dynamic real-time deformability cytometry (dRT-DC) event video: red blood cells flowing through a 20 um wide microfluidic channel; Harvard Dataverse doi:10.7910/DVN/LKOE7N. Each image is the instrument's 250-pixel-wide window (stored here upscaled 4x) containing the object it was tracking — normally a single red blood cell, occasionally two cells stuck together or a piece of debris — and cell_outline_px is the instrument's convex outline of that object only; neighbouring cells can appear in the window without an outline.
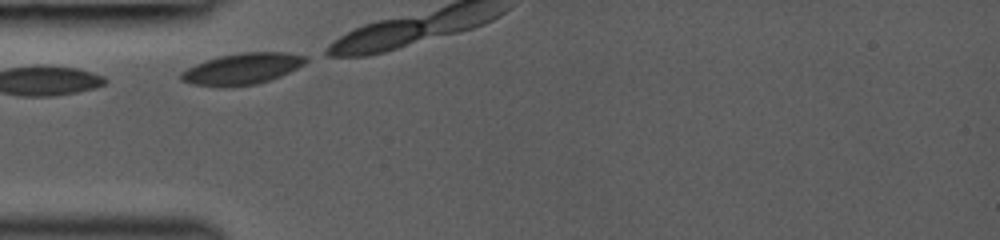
{"species": "common noctule bat (a hibernating species)", "species_latin": "Nyctalus noctula", "temperature_condition": "room temperature", "stored_images_in_passage": 5, "camera_frame_rate_fps": 3000, "um_per_image_px": 0.085, "animal": {"sex": "female", "body_mass_g": 19.0, "forearm_length_mm": 53.3}, "frame": {"image": 1, "passage_image": 1, "time_ms": 0.0, "image_size_px": [1000, 240], "cell_outline_px": [[308, 60], [304, 64], [280, 76], [256, 84], [232, 88], [220, 88], [192, 84], [180, 80], [180, 72], [196, 64], [220, 56], [240, 52], [288, 52], [308, 56]], "centroid_in_image_um": [20.58, 5.86], "position_along_channel_um": 64.4, "area_um2": 22.95}}